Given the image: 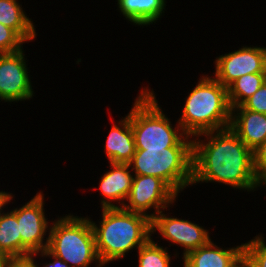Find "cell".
<instances>
[{
  "label": "cell",
  "instance_id": "obj_1",
  "mask_svg": "<svg viewBox=\"0 0 266 267\" xmlns=\"http://www.w3.org/2000/svg\"><path fill=\"white\" fill-rule=\"evenodd\" d=\"M199 183H222L240 191H256L253 151L230 127L193 137L191 186Z\"/></svg>",
  "mask_w": 266,
  "mask_h": 267
},
{
  "label": "cell",
  "instance_id": "obj_2",
  "mask_svg": "<svg viewBox=\"0 0 266 267\" xmlns=\"http://www.w3.org/2000/svg\"><path fill=\"white\" fill-rule=\"evenodd\" d=\"M102 218L96 224L90 218L100 262L105 265L124 259L151 238V218L123 207L101 208Z\"/></svg>",
  "mask_w": 266,
  "mask_h": 267
},
{
  "label": "cell",
  "instance_id": "obj_3",
  "mask_svg": "<svg viewBox=\"0 0 266 267\" xmlns=\"http://www.w3.org/2000/svg\"><path fill=\"white\" fill-rule=\"evenodd\" d=\"M195 87L189 90L177 119L187 136L230 127L232 108L227 88L212 75L201 74Z\"/></svg>",
  "mask_w": 266,
  "mask_h": 267
},
{
  "label": "cell",
  "instance_id": "obj_4",
  "mask_svg": "<svg viewBox=\"0 0 266 267\" xmlns=\"http://www.w3.org/2000/svg\"><path fill=\"white\" fill-rule=\"evenodd\" d=\"M139 92L130 109L136 150L193 147V138L184 133L177 120L172 124L153 89L146 86Z\"/></svg>",
  "mask_w": 266,
  "mask_h": 267
},
{
  "label": "cell",
  "instance_id": "obj_5",
  "mask_svg": "<svg viewBox=\"0 0 266 267\" xmlns=\"http://www.w3.org/2000/svg\"><path fill=\"white\" fill-rule=\"evenodd\" d=\"M47 250L69 267H104L96 251L95 235L90 217L73 213L51 220Z\"/></svg>",
  "mask_w": 266,
  "mask_h": 267
},
{
  "label": "cell",
  "instance_id": "obj_6",
  "mask_svg": "<svg viewBox=\"0 0 266 267\" xmlns=\"http://www.w3.org/2000/svg\"><path fill=\"white\" fill-rule=\"evenodd\" d=\"M193 147L136 150L128 163L134 175L163 180L178 196L192 184Z\"/></svg>",
  "mask_w": 266,
  "mask_h": 267
},
{
  "label": "cell",
  "instance_id": "obj_7",
  "mask_svg": "<svg viewBox=\"0 0 266 267\" xmlns=\"http://www.w3.org/2000/svg\"><path fill=\"white\" fill-rule=\"evenodd\" d=\"M44 196L43 192L39 191L25 205L11 210L19 224L21 256L47 249L51 223L45 216Z\"/></svg>",
  "mask_w": 266,
  "mask_h": 267
},
{
  "label": "cell",
  "instance_id": "obj_8",
  "mask_svg": "<svg viewBox=\"0 0 266 267\" xmlns=\"http://www.w3.org/2000/svg\"><path fill=\"white\" fill-rule=\"evenodd\" d=\"M178 195L160 178L151 175H134L129 195L123 205L125 210L154 217L174 204ZM152 211L150 213V211Z\"/></svg>",
  "mask_w": 266,
  "mask_h": 267
},
{
  "label": "cell",
  "instance_id": "obj_9",
  "mask_svg": "<svg viewBox=\"0 0 266 267\" xmlns=\"http://www.w3.org/2000/svg\"><path fill=\"white\" fill-rule=\"evenodd\" d=\"M25 50L0 56V100L8 103L31 100L35 95ZM0 101V102H1Z\"/></svg>",
  "mask_w": 266,
  "mask_h": 267
},
{
  "label": "cell",
  "instance_id": "obj_10",
  "mask_svg": "<svg viewBox=\"0 0 266 267\" xmlns=\"http://www.w3.org/2000/svg\"><path fill=\"white\" fill-rule=\"evenodd\" d=\"M164 212L165 209L151 218V235L159 232L158 234L164 240H168V243L171 242L169 246L176 244L184 248L182 257L188 252L206 245L211 240L209 235L211 233L203 226H199V224L194 221L191 222L189 219L177 218L170 216L172 213Z\"/></svg>",
  "mask_w": 266,
  "mask_h": 267
},
{
  "label": "cell",
  "instance_id": "obj_11",
  "mask_svg": "<svg viewBox=\"0 0 266 267\" xmlns=\"http://www.w3.org/2000/svg\"><path fill=\"white\" fill-rule=\"evenodd\" d=\"M214 78L224 87H228L236 79L250 73H265L266 47L242 46L238 50L217 56Z\"/></svg>",
  "mask_w": 266,
  "mask_h": 267
},
{
  "label": "cell",
  "instance_id": "obj_12",
  "mask_svg": "<svg viewBox=\"0 0 266 267\" xmlns=\"http://www.w3.org/2000/svg\"><path fill=\"white\" fill-rule=\"evenodd\" d=\"M109 163L110 170L102 174L98 191L100 208L123 207L133 181V172L128 163ZM115 202V203H114Z\"/></svg>",
  "mask_w": 266,
  "mask_h": 267
},
{
  "label": "cell",
  "instance_id": "obj_13",
  "mask_svg": "<svg viewBox=\"0 0 266 267\" xmlns=\"http://www.w3.org/2000/svg\"><path fill=\"white\" fill-rule=\"evenodd\" d=\"M244 256V243L230 248L218 246L212 239L204 246L188 252L183 267H236Z\"/></svg>",
  "mask_w": 266,
  "mask_h": 267
},
{
  "label": "cell",
  "instance_id": "obj_14",
  "mask_svg": "<svg viewBox=\"0 0 266 267\" xmlns=\"http://www.w3.org/2000/svg\"><path fill=\"white\" fill-rule=\"evenodd\" d=\"M230 128L253 151L266 139V114L233 107Z\"/></svg>",
  "mask_w": 266,
  "mask_h": 267
},
{
  "label": "cell",
  "instance_id": "obj_15",
  "mask_svg": "<svg viewBox=\"0 0 266 267\" xmlns=\"http://www.w3.org/2000/svg\"><path fill=\"white\" fill-rule=\"evenodd\" d=\"M112 122L104 145L106 158L111 163H129L136 151L130 111L121 120Z\"/></svg>",
  "mask_w": 266,
  "mask_h": 267
},
{
  "label": "cell",
  "instance_id": "obj_16",
  "mask_svg": "<svg viewBox=\"0 0 266 267\" xmlns=\"http://www.w3.org/2000/svg\"><path fill=\"white\" fill-rule=\"evenodd\" d=\"M167 0H117L118 11L134 26H150L164 16Z\"/></svg>",
  "mask_w": 266,
  "mask_h": 267
},
{
  "label": "cell",
  "instance_id": "obj_17",
  "mask_svg": "<svg viewBox=\"0 0 266 267\" xmlns=\"http://www.w3.org/2000/svg\"><path fill=\"white\" fill-rule=\"evenodd\" d=\"M0 23L13 29L27 44L37 38L33 20L17 0H0Z\"/></svg>",
  "mask_w": 266,
  "mask_h": 267
},
{
  "label": "cell",
  "instance_id": "obj_18",
  "mask_svg": "<svg viewBox=\"0 0 266 267\" xmlns=\"http://www.w3.org/2000/svg\"><path fill=\"white\" fill-rule=\"evenodd\" d=\"M0 254L8 257H21L19 224L11 209L0 213Z\"/></svg>",
  "mask_w": 266,
  "mask_h": 267
},
{
  "label": "cell",
  "instance_id": "obj_19",
  "mask_svg": "<svg viewBox=\"0 0 266 267\" xmlns=\"http://www.w3.org/2000/svg\"><path fill=\"white\" fill-rule=\"evenodd\" d=\"M265 82L264 73H250L236 79L227 87L231 108L240 106L251 97Z\"/></svg>",
  "mask_w": 266,
  "mask_h": 267
},
{
  "label": "cell",
  "instance_id": "obj_20",
  "mask_svg": "<svg viewBox=\"0 0 266 267\" xmlns=\"http://www.w3.org/2000/svg\"><path fill=\"white\" fill-rule=\"evenodd\" d=\"M168 247L155 242L153 236L136 252L138 257L137 267H172L171 252ZM171 265V266H170Z\"/></svg>",
  "mask_w": 266,
  "mask_h": 267
},
{
  "label": "cell",
  "instance_id": "obj_21",
  "mask_svg": "<svg viewBox=\"0 0 266 267\" xmlns=\"http://www.w3.org/2000/svg\"><path fill=\"white\" fill-rule=\"evenodd\" d=\"M264 235L256 234L244 243V257L255 267H266V242Z\"/></svg>",
  "mask_w": 266,
  "mask_h": 267
},
{
  "label": "cell",
  "instance_id": "obj_22",
  "mask_svg": "<svg viewBox=\"0 0 266 267\" xmlns=\"http://www.w3.org/2000/svg\"><path fill=\"white\" fill-rule=\"evenodd\" d=\"M26 42L11 28L0 23V52L13 53L21 50Z\"/></svg>",
  "mask_w": 266,
  "mask_h": 267
},
{
  "label": "cell",
  "instance_id": "obj_23",
  "mask_svg": "<svg viewBox=\"0 0 266 267\" xmlns=\"http://www.w3.org/2000/svg\"><path fill=\"white\" fill-rule=\"evenodd\" d=\"M241 106L247 110L266 114V83L248 99H246Z\"/></svg>",
  "mask_w": 266,
  "mask_h": 267
},
{
  "label": "cell",
  "instance_id": "obj_24",
  "mask_svg": "<svg viewBox=\"0 0 266 267\" xmlns=\"http://www.w3.org/2000/svg\"><path fill=\"white\" fill-rule=\"evenodd\" d=\"M253 166L257 177L266 171V139L253 150Z\"/></svg>",
  "mask_w": 266,
  "mask_h": 267
},
{
  "label": "cell",
  "instance_id": "obj_25",
  "mask_svg": "<svg viewBox=\"0 0 266 267\" xmlns=\"http://www.w3.org/2000/svg\"><path fill=\"white\" fill-rule=\"evenodd\" d=\"M33 255L35 256V258H39V256H41L39 259H52V261H49V263L46 261H43L42 263H39V267H69V265L64 262L62 259L56 257L55 255L51 254L47 249H44L42 251H38V252H34ZM40 264H42V266H40Z\"/></svg>",
  "mask_w": 266,
  "mask_h": 267
},
{
  "label": "cell",
  "instance_id": "obj_26",
  "mask_svg": "<svg viewBox=\"0 0 266 267\" xmlns=\"http://www.w3.org/2000/svg\"><path fill=\"white\" fill-rule=\"evenodd\" d=\"M33 254L21 257H9L7 267H39Z\"/></svg>",
  "mask_w": 266,
  "mask_h": 267
},
{
  "label": "cell",
  "instance_id": "obj_27",
  "mask_svg": "<svg viewBox=\"0 0 266 267\" xmlns=\"http://www.w3.org/2000/svg\"><path fill=\"white\" fill-rule=\"evenodd\" d=\"M15 195L11 192H5V191H0V213L4 209H8L7 205H10V202L13 201ZM7 206V208H6Z\"/></svg>",
  "mask_w": 266,
  "mask_h": 267
},
{
  "label": "cell",
  "instance_id": "obj_28",
  "mask_svg": "<svg viewBox=\"0 0 266 267\" xmlns=\"http://www.w3.org/2000/svg\"><path fill=\"white\" fill-rule=\"evenodd\" d=\"M265 185V186H264ZM264 188L266 187V171L263 172L262 174H260L258 177H257V186H256V190H258L259 188ZM266 189V188H265Z\"/></svg>",
  "mask_w": 266,
  "mask_h": 267
},
{
  "label": "cell",
  "instance_id": "obj_29",
  "mask_svg": "<svg viewBox=\"0 0 266 267\" xmlns=\"http://www.w3.org/2000/svg\"><path fill=\"white\" fill-rule=\"evenodd\" d=\"M8 260V256L0 254V267H7Z\"/></svg>",
  "mask_w": 266,
  "mask_h": 267
},
{
  "label": "cell",
  "instance_id": "obj_30",
  "mask_svg": "<svg viewBox=\"0 0 266 267\" xmlns=\"http://www.w3.org/2000/svg\"><path fill=\"white\" fill-rule=\"evenodd\" d=\"M241 267H255L244 256L241 258Z\"/></svg>",
  "mask_w": 266,
  "mask_h": 267
},
{
  "label": "cell",
  "instance_id": "obj_31",
  "mask_svg": "<svg viewBox=\"0 0 266 267\" xmlns=\"http://www.w3.org/2000/svg\"><path fill=\"white\" fill-rule=\"evenodd\" d=\"M236 267H241V259L239 260V262H238Z\"/></svg>",
  "mask_w": 266,
  "mask_h": 267
}]
</instances>
